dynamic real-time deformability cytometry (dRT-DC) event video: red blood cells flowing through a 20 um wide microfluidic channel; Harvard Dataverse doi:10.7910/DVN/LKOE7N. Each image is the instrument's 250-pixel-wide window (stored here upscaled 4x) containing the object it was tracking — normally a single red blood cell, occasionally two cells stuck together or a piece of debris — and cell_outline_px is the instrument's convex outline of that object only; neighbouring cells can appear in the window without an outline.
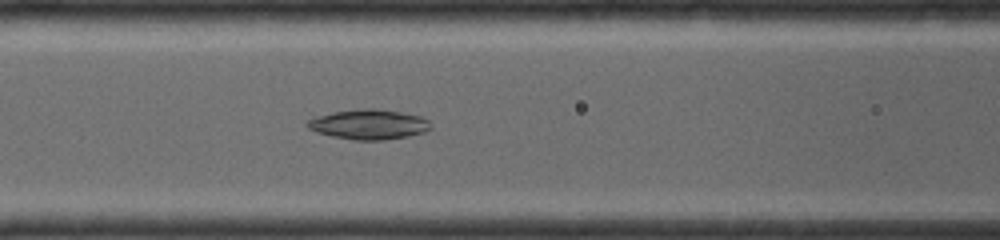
{"species": "common noctule bat (a hibernating species)", "species_latin": "Nyctalus noctula", "temperature_condition": "room temperature", "stored_images_in_passage": 8, "camera_frame_rate_fps": 4000, "um_per_image_px": 0.085, "animal": {"sex": "female", "body_mass_g": 19.0, "forearm_length_mm": 56.7}, "frame": {"image": 1, "passage_image": 8, "time_ms": 5.5, "image_size_px": [1000, 240], "cell_outline_px": [[432, 128], [424, 132], [408, 136], [384, 140], [352, 140], [332, 136], [316, 132], [308, 128], [304, 124], [308, 120], [320, 116], [336, 112], [356, 108], [376, 108], [400, 112], [420, 116], [428, 120], [432, 124]], "centroid_in_image_um": [31.37, 10.58], "position_along_channel_um": 135.2, "area_um2": 21.56}}